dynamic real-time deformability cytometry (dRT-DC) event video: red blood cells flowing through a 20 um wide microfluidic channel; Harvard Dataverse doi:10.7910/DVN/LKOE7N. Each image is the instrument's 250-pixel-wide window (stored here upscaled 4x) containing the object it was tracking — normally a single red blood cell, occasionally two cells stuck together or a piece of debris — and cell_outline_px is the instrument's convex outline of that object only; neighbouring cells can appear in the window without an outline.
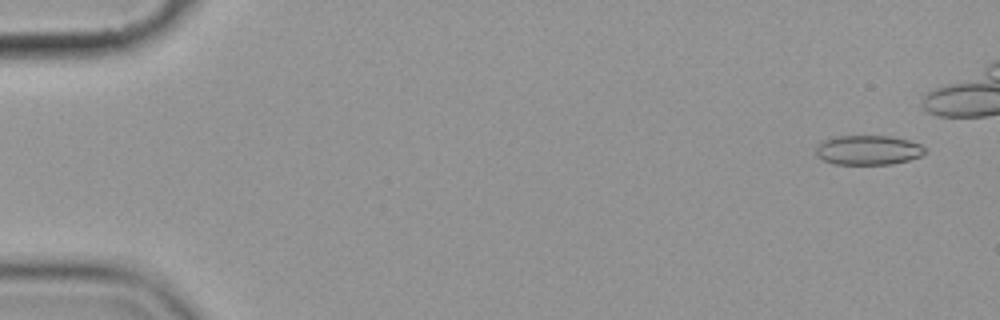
{"species": "common noctule bat (a hibernating species)", "species_latin": "Nyctalus noctula", "temperature_condition": "cold", "stored_images_in_passage": 6, "camera_frame_rate_fps": 3000, "um_per_image_px": 0.085, "animal": {"sex": "female", "body_mass_g": 19.9}, "frame": {"image": 1, "passage_image": 1, "time_ms": 0.0, "image_size_px": [1000, 320], "cell_outline_px": [[928, 152], [920, 156], [908, 160], [892, 164], [832, 164], [816, 156], [816, 144], [832, 136], [892, 136], [908, 140], [920, 144]], "centroid_in_image_um": [73.77, 12.75], "position_along_channel_um": 11.2, "area_um2": 18.96}}